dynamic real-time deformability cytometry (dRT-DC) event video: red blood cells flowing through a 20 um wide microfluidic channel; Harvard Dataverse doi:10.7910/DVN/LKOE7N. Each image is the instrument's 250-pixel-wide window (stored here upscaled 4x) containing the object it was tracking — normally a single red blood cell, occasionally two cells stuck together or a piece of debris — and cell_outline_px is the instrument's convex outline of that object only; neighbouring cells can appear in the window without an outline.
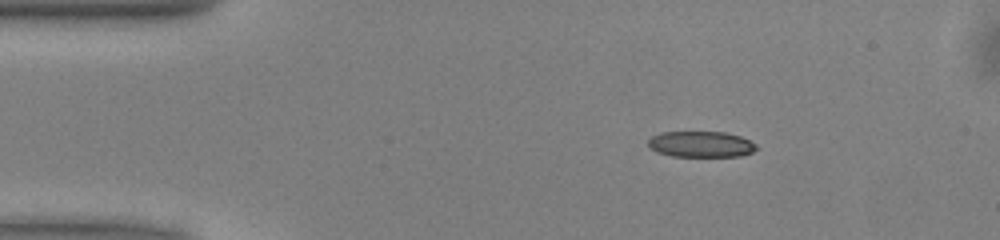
{"species": "common noctule bat (a hibernating species)", "species_latin": "Nyctalus noctula", "temperature_condition": "warm", "stored_images_in_passage": 43, "camera_frame_rate_fps": 3000, "um_per_image_px": 0.085, "animal": {"sex": "male", "body_mass_g": 13.0, "forearm_length_mm": 53.1}, "frame": {"image": 1, "passage_image": 1, "time_ms": 0.0, "image_size_px": [1000, 240], "cell_outline_px": [[760, 148], [752, 152], [740, 156], [672, 156], [656, 152], [648, 144], [648, 140], [652, 136], [660, 132], [724, 132], [740, 136], [756, 144]], "centroid_in_image_um": [59.59, 12.26], "position_along_channel_um": 25.4, "area_um2": 16.36}}
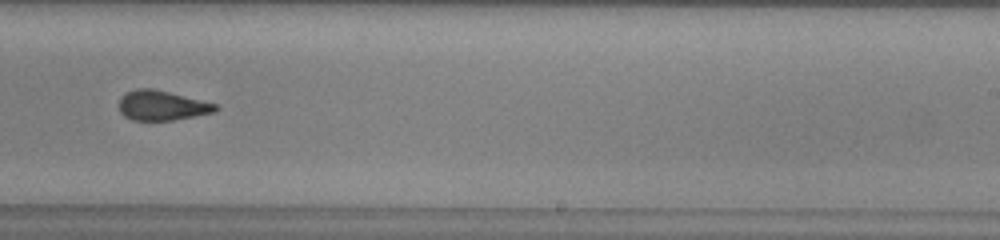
{"frame": {"image": 2, "passage_image": 24, "time_ms": 7.667, "image_size_px": [1000, 240], "cell_outline_px": [[220, 108], [216, 112], [172, 120], [132, 120], [124, 116], [120, 112], [120, 96], [124, 92], [136, 88], [152, 88], [216, 104]], "centroid_in_image_um": [13.73, 8.96], "position_along_channel_um": 275.3, "area_um2": 16.7}}
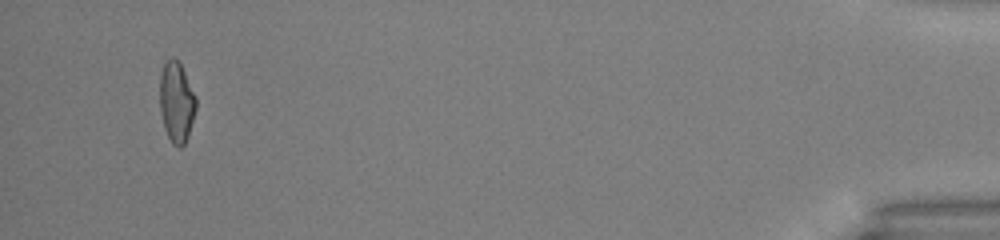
{"frame": {"image": 3, "passage_image": 41, "time_ms": 13.333, "image_size_px": [1000, 240], "cell_outline_px": [[196, 108], [188, 136], [184, 144], [180, 148], [172, 144], [164, 128], [160, 112], [160, 72], [164, 64], [172, 56], [180, 60], [196, 96]], "centroid_in_image_um": [15.0, 8.64], "position_along_channel_um": 420.2, "area_um2": 17.28}, "authors_computed_cell_mechanics": {"area_um2": 17.3978, "velocity_mm_per_s": 4.0615, "shape_relaxation_time_tau1_ms": 6.7947, "shape_relaxation_time_tau2_ms": 1.9639, "deformation_change_tau1": 0.1887, "deformation_change_tau2": 0.0967}}